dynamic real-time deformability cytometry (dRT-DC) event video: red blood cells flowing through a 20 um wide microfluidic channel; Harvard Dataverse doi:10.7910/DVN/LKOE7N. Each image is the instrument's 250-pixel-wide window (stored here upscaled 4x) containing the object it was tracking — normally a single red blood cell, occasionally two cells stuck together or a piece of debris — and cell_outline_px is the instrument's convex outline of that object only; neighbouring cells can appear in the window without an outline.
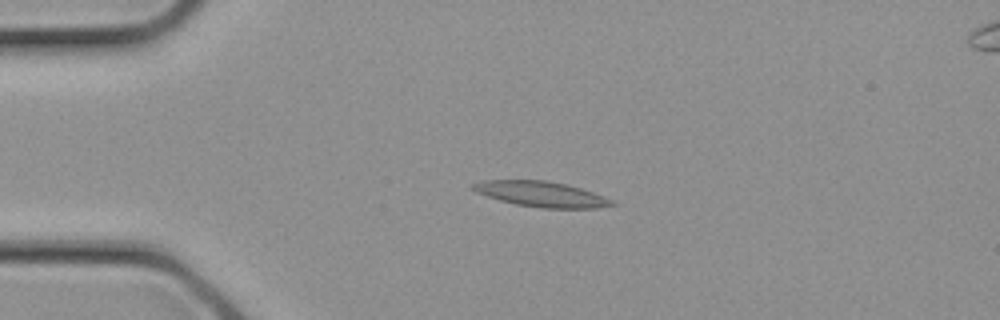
{"species": "common noctule bat (a hibernating species)", "species_latin": "Nyctalus noctula", "temperature_condition": "cold", "stored_images_in_passage": 18, "camera_frame_rate_fps": 3000, "um_per_image_px": 0.085, "animal": {"sex": "female", "body_mass_g": 21.9}, "frame": {"image": 1, "passage_image": 4, "time_ms": 1.0, "image_size_px": [1000, 320], "cell_outline_px": [[616, 204], [596, 208], [540, 208], [516, 204], [500, 200], [476, 192], [472, 188], [472, 184], [484, 180], [548, 180], [580, 188], [604, 196], [612, 200]], "centroid_in_image_um": [46.01, 16.5], "position_along_channel_um": 39.0, "area_um2": 20.35}}
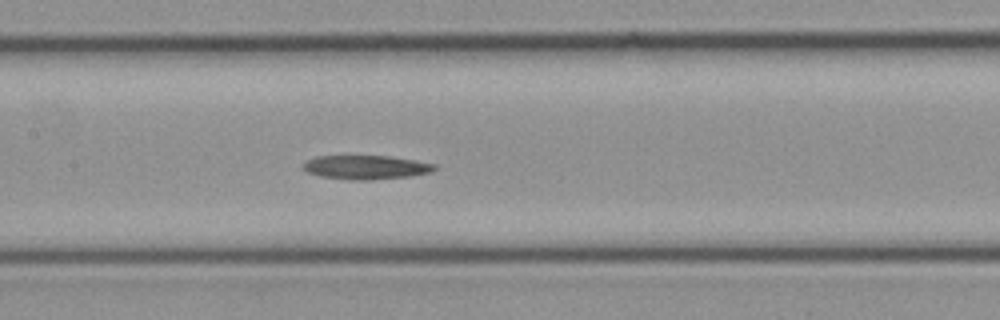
{"frame": {"image": 2, "passage_image": 11, "time_ms": 3.333, "image_size_px": [1000, 320], "cell_outline_px": [[436, 168], [432, 172], [412, 176], [372, 180], [348, 180], [320, 176], [308, 172], [300, 168], [308, 160], [316, 156], [392, 156], [416, 160], [436, 164]], "centroid_in_image_um": [31.13, 14.22], "position_along_channel_um": 176.3, "area_um2": 18.55}}
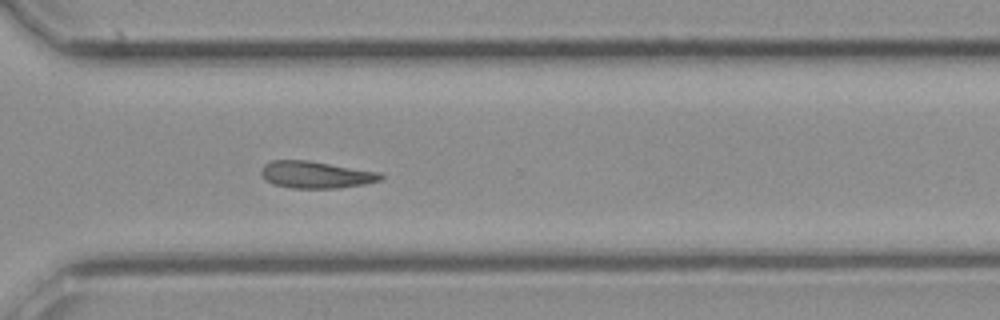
{"frame": {"image": 3, "passage_image": 18, "time_ms": 5.667, "image_size_px": [1000, 320], "cell_outline_px": [[384, 176], [380, 180], [364, 184], [336, 188], [292, 188], [272, 184], [264, 180], [260, 172], [260, 168], [264, 164], [272, 160], [308, 160], [380, 172]], "centroid_in_image_um": [26.8, 14.84], "position_along_channel_um": 343.8, "area_um2": 18.9}}